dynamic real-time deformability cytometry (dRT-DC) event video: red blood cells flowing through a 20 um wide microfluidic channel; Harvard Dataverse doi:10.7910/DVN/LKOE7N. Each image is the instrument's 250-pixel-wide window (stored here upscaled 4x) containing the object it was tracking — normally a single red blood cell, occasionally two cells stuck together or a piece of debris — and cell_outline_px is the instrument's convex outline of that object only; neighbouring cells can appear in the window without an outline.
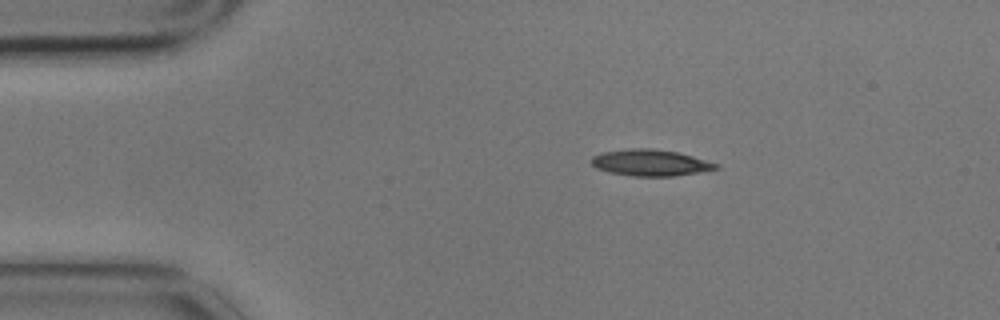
{"species": "common noctule bat (a hibernating species)", "species_latin": "Nyctalus noctula", "temperature_condition": "cold", "stored_images_in_passage": 4, "camera_frame_rate_fps": 3000, "um_per_image_px": 0.085, "animal": {"sex": "male", "body_mass_g": 17.9}, "frame": {"image": 1, "passage_image": 1, "time_ms": 0.0, "image_size_px": [1000, 320], "cell_outline_px": [[720, 168], [672, 176], [632, 176], [608, 172], [596, 168], [592, 164], [592, 156], [604, 152], [632, 148], [652, 148], [676, 152], [692, 156], [720, 164]], "centroid_in_image_um": [55.28, 13.83], "position_along_channel_um": 29.7, "area_um2": 18.96}}
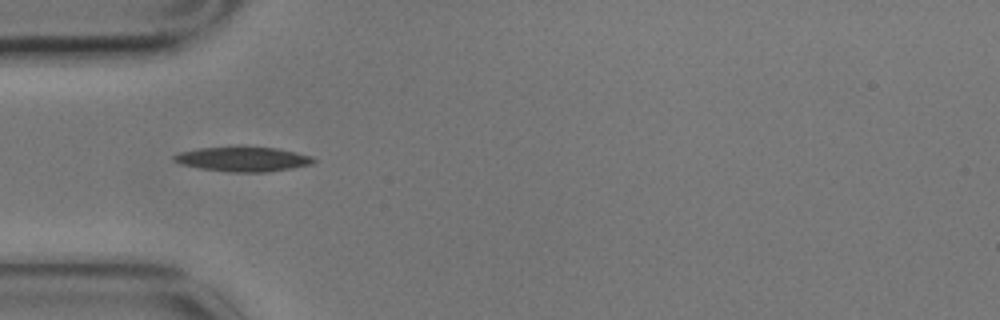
{"frame": {"image": 2, "passage_image": 3, "time_ms": 0.667, "image_size_px": [1000, 320], "cell_outline_px": [[316, 160], [312, 164], [292, 168], [268, 172], [232, 172], [200, 168], [180, 164], [172, 160], [172, 156], [180, 152], [200, 148], [236, 144], [240, 144], [280, 148], [312, 156]], "centroid_in_image_um": [20.65, 13.48], "position_along_channel_um": 64.3, "area_um2": 20.92}}